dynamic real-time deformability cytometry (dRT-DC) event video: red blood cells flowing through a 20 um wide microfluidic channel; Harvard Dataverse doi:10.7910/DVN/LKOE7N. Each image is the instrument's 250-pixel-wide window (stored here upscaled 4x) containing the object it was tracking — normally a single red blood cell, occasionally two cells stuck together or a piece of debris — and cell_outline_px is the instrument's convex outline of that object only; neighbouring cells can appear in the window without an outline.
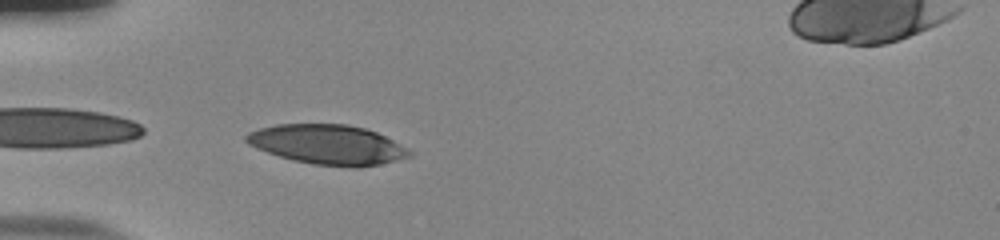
{"species": "human", "species_latin": "Homo sapiens", "temperature_condition": "room temperature", "stored_images_in_passage": 37, "camera_frame_rate_fps": 3000, "um_per_image_px": 0.085, "donor": {"sex": "male"}, "frame": {"image": 1, "passage_image": 2, "time_ms": 0.333, "image_size_px": [1000, 240], "cell_outline_px": [[412, 156], [380, 164], [356, 168], [352, 168], [312, 164], [292, 160], [256, 148], [248, 144], [244, 140], [244, 136], [248, 132], [260, 128], [276, 124], [348, 124], [364, 128], [376, 132], [392, 140], [412, 152]], "centroid_in_image_um": [27.82, 12.29], "position_along_channel_um": 57.2, "area_um2": 37.74}}
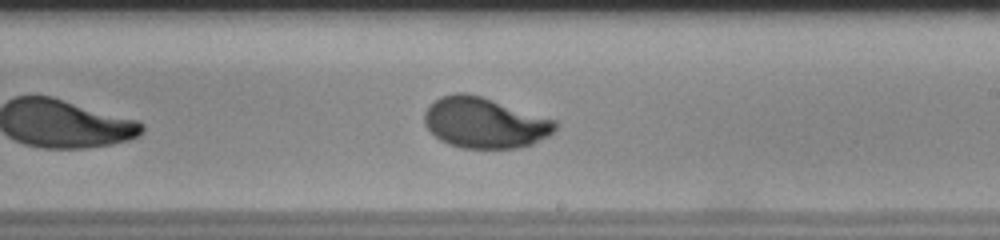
{"frame": {"image": 2, "passage_image": 18, "time_ms": 5.667, "image_size_px": [1000, 240], "cell_outline_px": [[556, 128], [548, 136], [532, 144], [520, 148], [464, 148], [448, 144], [440, 140], [424, 124], [424, 112], [440, 96], [456, 92], [464, 92], [480, 96], [556, 120]], "centroid_in_image_um": [41.18, 10.44], "position_along_channel_um": 247.8, "area_um2": 38.32}}
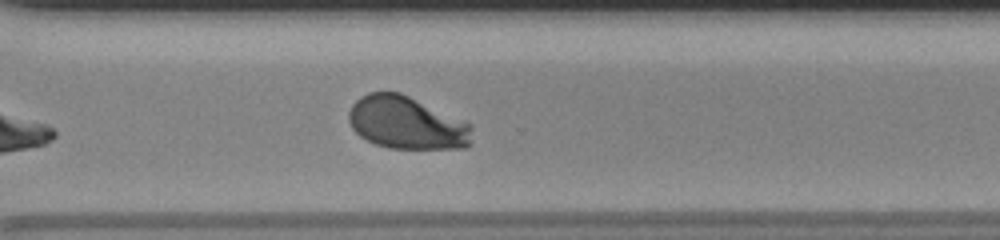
{"frame": {"image": 3, "passage_image": 25, "time_ms": 8.0, "image_size_px": [1000, 240], "cell_outline_px": [[472, 144], [464, 148], [388, 148], [376, 144], [360, 136], [352, 128], [348, 120], [348, 112], [352, 104], [360, 96], [368, 92], [400, 92], [468, 120], [472, 124]], "centroid_in_image_um": [34.62, 10.43], "position_along_channel_um": 336.0, "area_um2": 38.55}, "authors_computed_cell_mechanics": {"area_um2": 38.6682, "velocity_mm_per_s": 3.7807, "shape_relaxation_time_tau1_ms": 2.9779, "shape_relaxation_time_tau2_ms": null, "deformation_change_tau1": 0.195, "deformation_change_tau2": null}}